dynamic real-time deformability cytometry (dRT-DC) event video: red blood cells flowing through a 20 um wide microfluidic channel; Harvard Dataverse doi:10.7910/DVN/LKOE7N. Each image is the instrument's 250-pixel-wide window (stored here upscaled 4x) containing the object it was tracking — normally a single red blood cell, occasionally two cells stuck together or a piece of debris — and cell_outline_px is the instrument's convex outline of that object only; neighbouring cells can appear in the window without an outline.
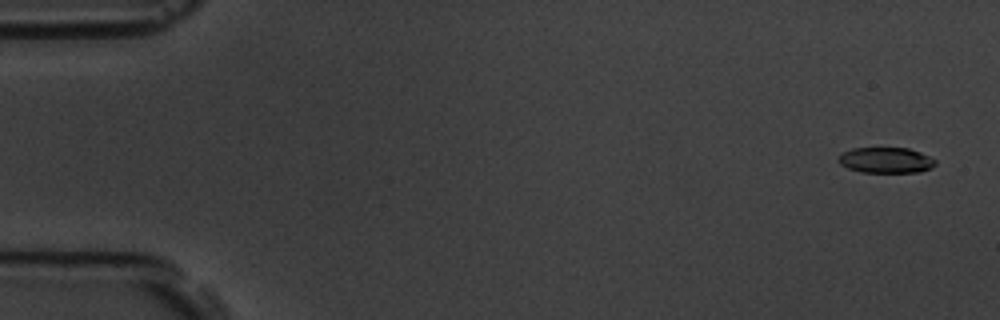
{"species": "common noctule bat (a hibernating species)", "species_latin": "Nyctalus noctula", "temperature_condition": "room temperature", "stored_images_in_passage": 59, "camera_frame_rate_fps": 3000, "um_per_image_px": 0.085, "animal": {"sex": "male", "body_mass_g": 19.5, "forearm_length_mm": 54.6}, "frame": {"image": 1, "passage_image": 3, "time_ms": 0.667, "image_size_px": [1000, 320], "cell_outline_px": [[936, 164], [932, 168], [920, 172], [860, 172], [848, 168], [840, 164], [836, 160], [844, 152], [852, 148], [908, 148], [920, 152], [936, 160]], "centroid_in_image_um": [75.31, 13.62], "position_along_channel_um": 9.7, "area_um2": 14.51}}
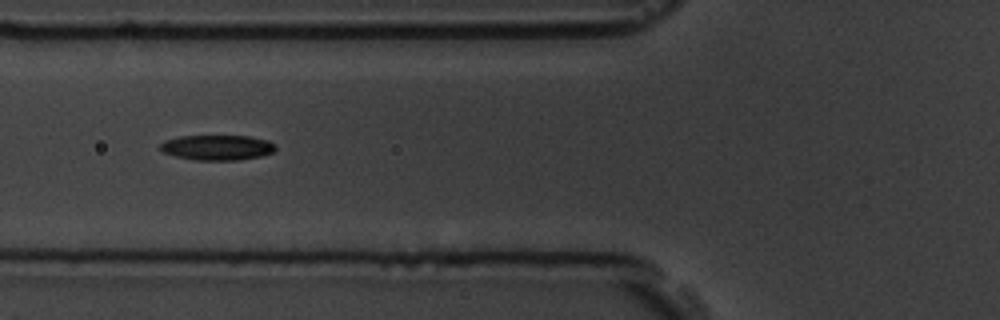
{"frame": {"image": 2, "passage_image": 23, "time_ms": 7.333, "image_size_px": [1000, 320], "cell_outline_px": [[276, 148], [272, 152], [260, 156], [236, 160], [196, 160], [176, 156], [164, 152], [160, 148], [160, 144], [164, 140], [180, 136], [248, 136], [268, 140], [276, 144]], "centroid_in_image_um": [18.47, 12.53], "position_along_channel_um": 107.3, "area_um2": 16.82}}
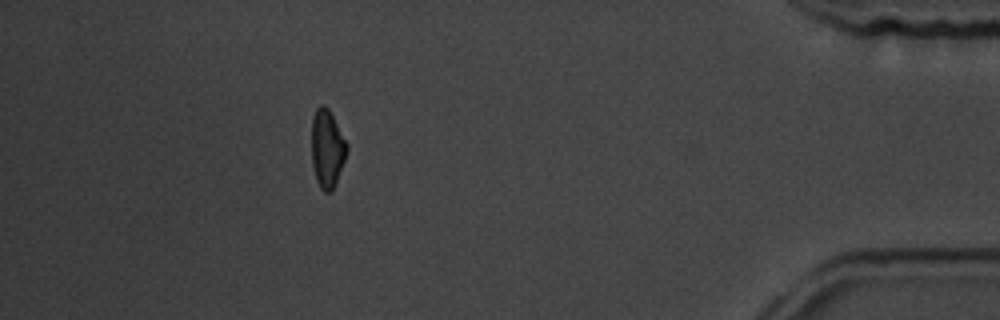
{"frame": {"image": 3, "passage_image": 53, "time_ms": 17.333, "image_size_px": [1000, 320], "cell_outline_px": [[348, 148], [336, 184], [332, 192], [324, 192], [320, 188], [316, 180], [312, 164], [312, 116], [316, 108], [320, 104], [324, 104], [328, 108], [348, 144]], "centroid_in_image_um": [27.8, 12.63], "position_along_channel_um": 407.4, "area_um2": 16.13}, "authors_computed_cell_mechanics": {"area_um2": 16.2418, "velocity_mm_per_s": 3.521, "shape_relaxation_time_tau1_ms": 3.0478, "shape_relaxation_time_tau2_ms": null, "deformation_change_tau1": 0.1105, "deformation_change_tau2": null}}